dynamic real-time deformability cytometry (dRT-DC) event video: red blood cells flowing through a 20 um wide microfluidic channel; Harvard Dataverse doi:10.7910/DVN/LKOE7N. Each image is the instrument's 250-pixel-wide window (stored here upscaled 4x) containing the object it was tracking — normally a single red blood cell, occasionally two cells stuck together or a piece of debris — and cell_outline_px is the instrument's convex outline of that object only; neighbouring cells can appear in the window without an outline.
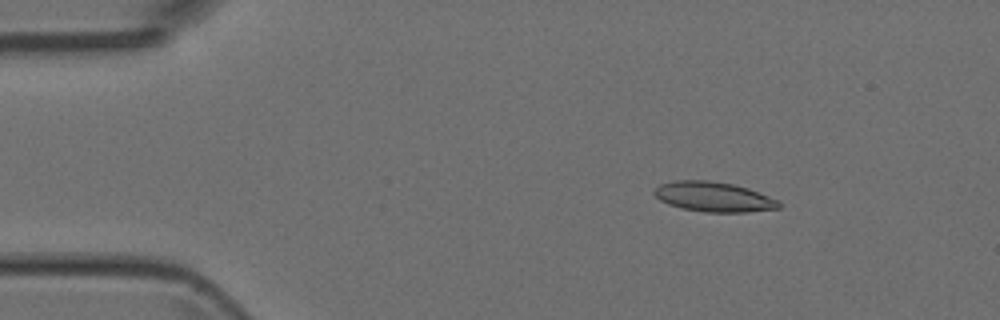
{"species": "Egyptian fruit bat (a non-hibernating species)", "species_latin": "Rousettus aegyptiacus", "temperature_condition": "room temperature", "stored_images_in_passage": 4, "camera_frame_rate_fps": 3000, "um_per_image_px": 0.085, "animal": {"sex": "female"}, "frame": {"image": 1, "passage_image": 2, "time_ms": 1.333, "image_size_px": [1000, 320], "cell_outline_px": [[780, 208], [748, 212], [704, 212], [680, 208], [668, 204], [660, 200], [652, 192], [660, 184], [676, 180], [708, 180], [732, 184], [748, 188], [780, 200]], "centroid_in_image_um": [60.67, 16.73], "position_along_channel_um": 24.3, "area_um2": 21.79}}
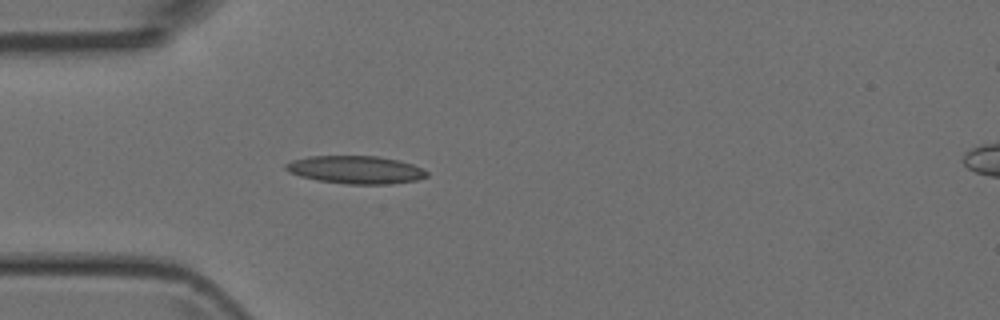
{"frame": {"image": 2, "passage_image": 4, "time_ms": 3.667, "image_size_px": [1000, 320], "cell_outline_px": [[428, 176], [416, 180], [392, 184], [348, 184], [316, 180], [300, 176], [288, 172], [284, 168], [284, 164], [292, 160], [308, 156], [376, 156], [400, 160], [412, 164], [428, 172]], "centroid_in_image_um": [30.21, 14.43], "position_along_channel_um": 54.8, "area_um2": 23.0}}